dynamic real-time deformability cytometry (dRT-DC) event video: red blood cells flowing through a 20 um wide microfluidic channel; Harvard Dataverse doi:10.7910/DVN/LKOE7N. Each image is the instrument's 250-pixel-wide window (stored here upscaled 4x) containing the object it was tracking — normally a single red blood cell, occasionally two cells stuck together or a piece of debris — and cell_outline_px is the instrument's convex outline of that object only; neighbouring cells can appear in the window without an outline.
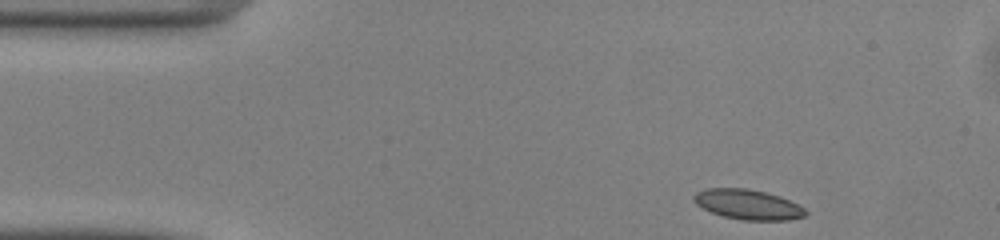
{"species": "common noctule bat (a hibernating species)", "species_latin": "Nyctalus noctula", "temperature_condition": "warm", "stored_images_in_passage": 44, "camera_frame_rate_fps": 3000, "um_per_image_px": 0.085, "animal": {"sex": "male", "body_mass_g": 13.0, "forearm_length_mm": 53.1}, "frame": {"image": 1, "passage_image": 1, "time_ms": 0.0, "image_size_px": [1000, 240], "cell_outline_px": [[808, 216], [788, 220], [744, 220], [724, 216], [712, 212], [696, 204], [692, 200], [692, 196], [696, 192], [704, 188], [748, 188], [780, 196], [804, 208], [808, 212]], "centroid_in_image_um": [63.57, 17.37], "position_along_channel_um": 21.4, "area_um2": 19.54}}
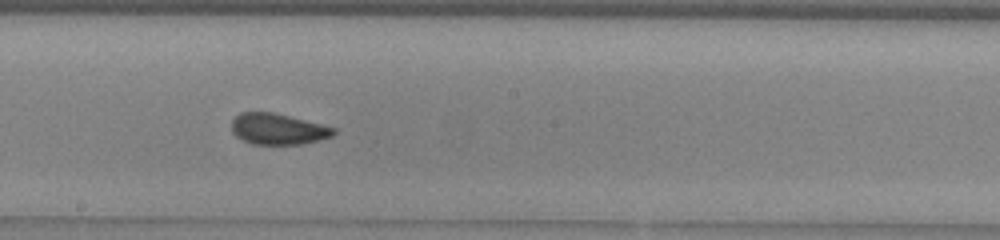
{"frame": {"image": 2, "passage_image": 21, "time_ms": 6.667, "image_size_px": [1000, 240], "cell_outline_px": [[336, 132], [332, 136], [320, 140], [300, 144], [252, 144], [236, 136], [232, 132], [232, 120], [240, 112], [272, 112], [336, 128]], "centroid_in_image_um": [23.61, 10.97], "position_along_channel_um": 224.6, "area_um2": 18.26}}
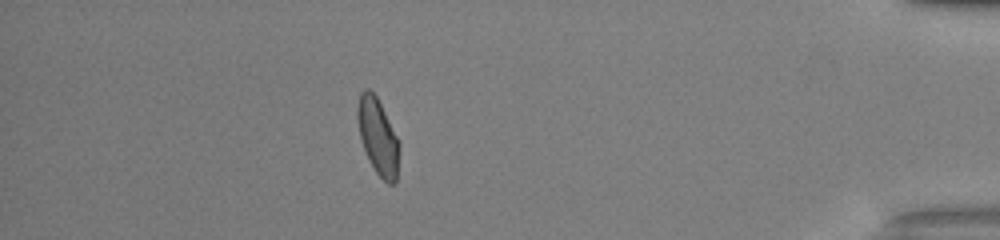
{"frame": {"image": 3, "passage_image": 38, "time_ms": 12.333, "image_size_px": [1000, 240], "cell_outline_px": [[400, 148], [396, 184], [388, 184], [376, 172], [360, 140], [356, 120], [356, 108], [360, 92], [364, 88], [368, 88], [376, 96], [400, 140]], "centroid_in_image_um": [32.12, 11.59], "position_along_channel_um": 403.1, "area_um2": 18.84}, "authors_computed_cell_mechanics": {"area_um2": 18.9295, "velocity_mm_per_s": 4.1088, "shape_relaxation_time_tau1_ms": 4.5494, "shape_relaxation_time_tau2_ms": 1.0902, "deformation_change_tau1": 0.1181, "deformation_change_tau2": 0.074}}